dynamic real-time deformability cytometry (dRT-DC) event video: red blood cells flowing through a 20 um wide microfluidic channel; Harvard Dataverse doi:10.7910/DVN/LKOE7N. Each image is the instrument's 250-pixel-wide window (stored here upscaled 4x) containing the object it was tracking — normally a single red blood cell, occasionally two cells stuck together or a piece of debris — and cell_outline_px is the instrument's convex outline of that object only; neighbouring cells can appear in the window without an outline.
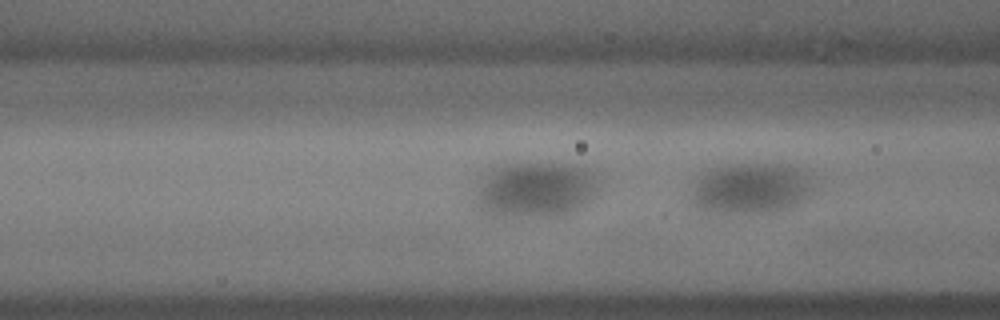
{"species": "common noctule bat (a hibernating species)", "species_latin": "Nyctalus noctula", "temperature_condition": "cold", "stored_images_in_passage": 20, "camera_frame_rate_fps": 3000, "um_per_image_px": 0.085, "animal": {"sex": "male", "body_mass_g": 18.8}, "frame": {"image": 1, "passage_image": 20, "time_ms": 6.333, "image_size_px": [1000, 320], "cell_outline_px": [[804, 188], [800, 196], [792, 204], [780, 208], [764, 212], [708, 212], [696, 208], [696, 188], [700, 180], [712, 172], [724, 168], [784, 168], [792, 172]], "centroid_in_image_um": [63.54, 16.16], "position_along_channel_um": 103.1, "area_um2": 29.65}}